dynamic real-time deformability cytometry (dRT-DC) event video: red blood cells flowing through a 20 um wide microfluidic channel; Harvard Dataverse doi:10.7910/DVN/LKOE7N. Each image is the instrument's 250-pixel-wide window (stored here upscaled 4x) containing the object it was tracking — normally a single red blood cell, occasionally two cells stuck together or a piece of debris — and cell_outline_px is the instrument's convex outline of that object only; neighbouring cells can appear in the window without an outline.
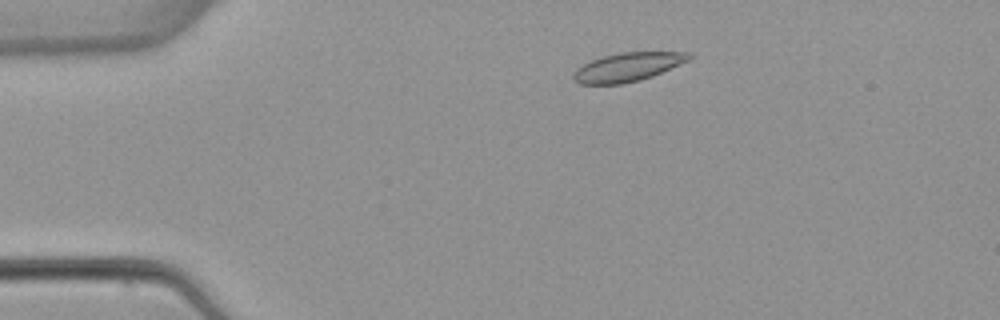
{"species": "common noctule bat (a hibernating species)", "species_latin": "Nyctalus noctula", "temperature_condition": "warm", "stored_images_in_passage": 6, "camera_frame_rate_fps": 3000, "um_per_image_px": 0.085, "animal": {"sex": "female", "body_mass_g": 22.7, "forearm_length_mm": 54.2}, "frame": {"image": 1, "passage_image": 2, "time_ms": 1.333, "image_size_px": [1000, 320], "cell_outline_px": [[692, 60], [652, 76], [640, 80], [624, 84], [580, 84], [572, 80], [572, 72], [576, 68], [592, 60], [604, 56], [620, 52], [692, 52]], "centroid_in_image_um": [53.37, 5.7], "position_along_channel_um": 31.6, "area_um2": 19.59}}
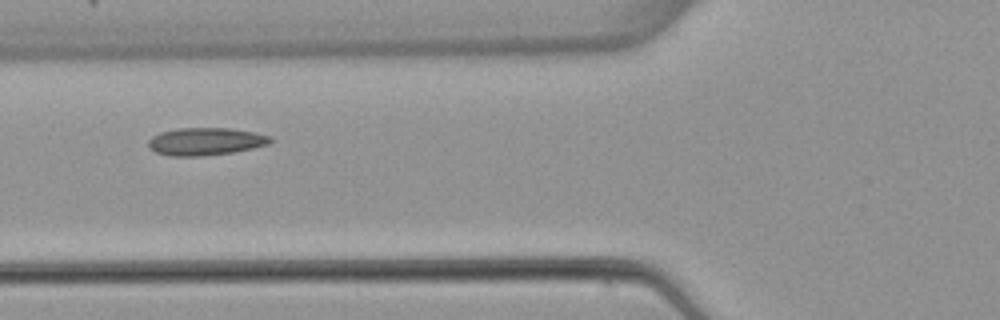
{"frame": {"image": 2, "passage_image": 5, "time_ms": 4.667, "image_size_px": [1000, 320], "cell_outline_px": [[272, 140], [268, 144], [252, 148], [232, 152], [204, 156], [168, 156], [156, 152], [148, 148], [148, 140], [152, 136], [160, 132], [180, 128], [228, 128], [252, 132], [272, 136]], "centroid_in_image_um": [17.43, 12.03], "position_along_channel_um": 108.4, "area_um2": 19.59}}
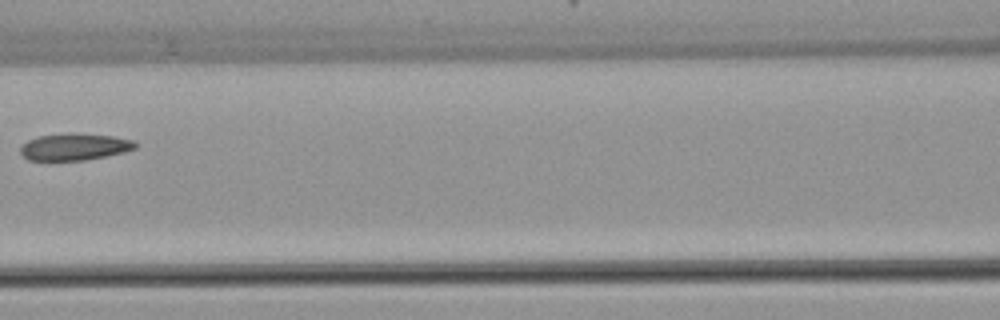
{"frame": {"image": 3, "passage_image": 6, "time_ms": 6.0, "image_size_px": [1000, 320], "cell_outline_px": [[136, 148], [124, 152], [84, 160], [28, 160], [20, 152], [20, 148], [28, 140], [40, 136], [68, 132], [72, 132], [112, 136], [132, 140], [136, 144]], "centroid_in_image_um": [6.32, 12.47], "position_along_channel_um": 160.3, "area_um2": 17.86}}